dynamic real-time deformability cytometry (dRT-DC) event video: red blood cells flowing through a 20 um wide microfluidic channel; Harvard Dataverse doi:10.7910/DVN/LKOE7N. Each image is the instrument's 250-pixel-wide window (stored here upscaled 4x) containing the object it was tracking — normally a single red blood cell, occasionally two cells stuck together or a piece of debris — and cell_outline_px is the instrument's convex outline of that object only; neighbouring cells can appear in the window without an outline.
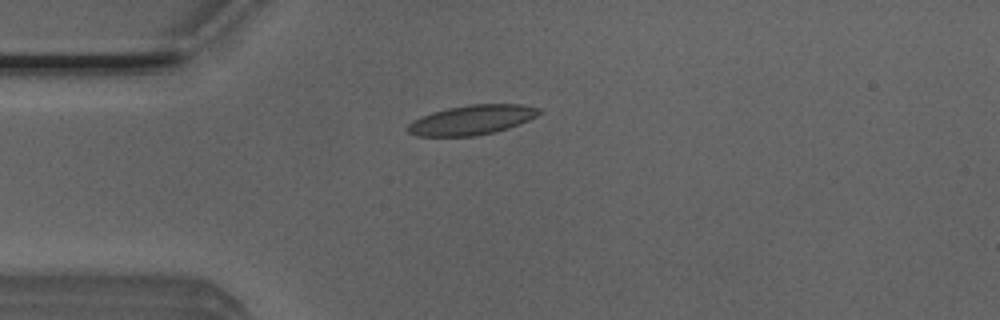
{"species": "Egyptian fruit bat (a non-hibernating species)", "species_latin": "Rousettus aegyptiacus", "temperature_condition": "room temperature", "stored_images_in_passage": 5, "camera_frame_rate_fps": 3000, "um_per_image_px": 0.085, "animal": {"sex": "male"}, "frame": {"image": 1, "passage_image": 3, "time_ms": 0.667, "image_size_px": [1000, 320], "cell_outline_px": [[544, 112], [528, 120], [508, 128], [496, 132], [476, 136], [416, 136], [408, 132], [408, 124], [412, 120], [420, 116], [432, 112], [448, 108], [472, 104], [520, 104], [540, 108]], "centroid_in_image_um": [40.11, 10.19], "position_along_channel_um": 44.9, "area_um2": 22.77}}